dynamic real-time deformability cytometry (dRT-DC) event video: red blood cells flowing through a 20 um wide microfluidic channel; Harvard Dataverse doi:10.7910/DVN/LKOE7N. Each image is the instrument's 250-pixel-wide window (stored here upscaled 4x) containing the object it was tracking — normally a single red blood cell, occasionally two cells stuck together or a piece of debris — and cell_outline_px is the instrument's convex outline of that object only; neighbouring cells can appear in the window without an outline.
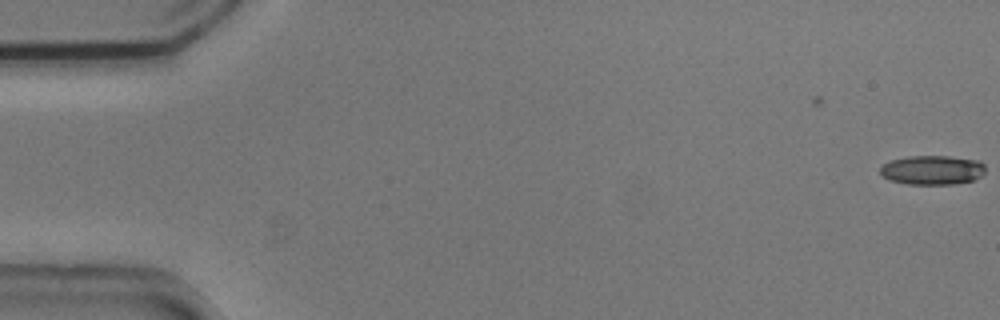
{"species": "common noctule bat (a hibernating species)", "species_latin": "Nyctalus noctula", "temperature_condition": "cold", "stored_images_in_passage": 2, "camera_frame_rate_fps": 3000, "um_per_image_px": 0.085, "animal": {"sex": "male", "body_mass_g": 20.5, "forearm_length_mm": 52.5}, "frame": {"image": 1, "passage_image": 2, "time_ms": 0.333, "image_size_px": [1000, 320], "cell_outline_px": [[984, 172], [980, 176], [972, 180], [952, 184], [908, 184], [888, 180], [880, 172], [880, 168], [884, 164], [892, 160], [908, 156], [948, 156], [980, 160], [984, 164]], "centroid_in_image_um": [79.25, 14.44], "position_along_channel_um": 5.8, "area_um2": 17.86}}